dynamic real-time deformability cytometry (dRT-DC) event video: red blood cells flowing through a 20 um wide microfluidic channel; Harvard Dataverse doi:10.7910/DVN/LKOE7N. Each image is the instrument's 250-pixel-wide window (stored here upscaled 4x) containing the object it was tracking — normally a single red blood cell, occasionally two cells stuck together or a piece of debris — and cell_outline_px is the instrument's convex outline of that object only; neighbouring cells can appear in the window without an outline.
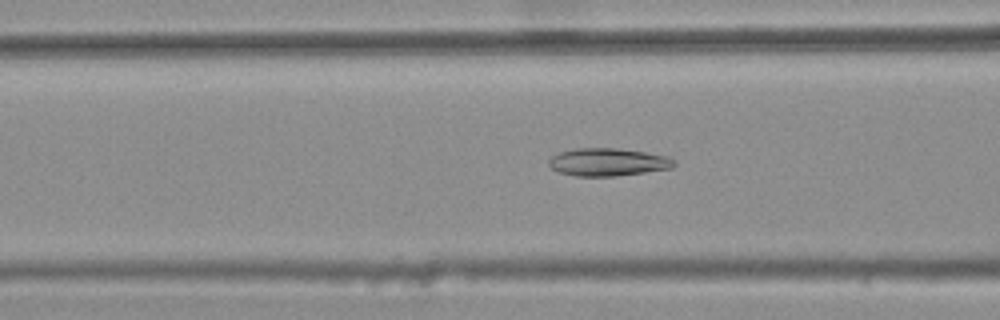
{"species": "common noctule bat (a hibernating species)", "species_latin": "Nyctalus noctula", "temperature_condition": "warm", "stored_images_in_passage": 47, "camera_frame_rate_fps": 3000, "um_per_image_px": 0.085, "animal": {"sex": "female", "body_mass_g": 25.1}, "frame": {"image": 1, "passage_image": 21, "time_ms": 6.667, "image_size_px": [1000, 320], "cell_outline_px": [[676, 164], [672, 168], [616, 176], [576, 176], [560, 172], [552, 168], [548, 164], [548, 160], [552, 156], [560, 152], [576, 148], [616, 148], [644, 152], [668, 156], [676, 160]], "centroid_in_image_um": [51.69, 13.77], "position_along_channel_um": 114.9, "area_um2": 20.23}}
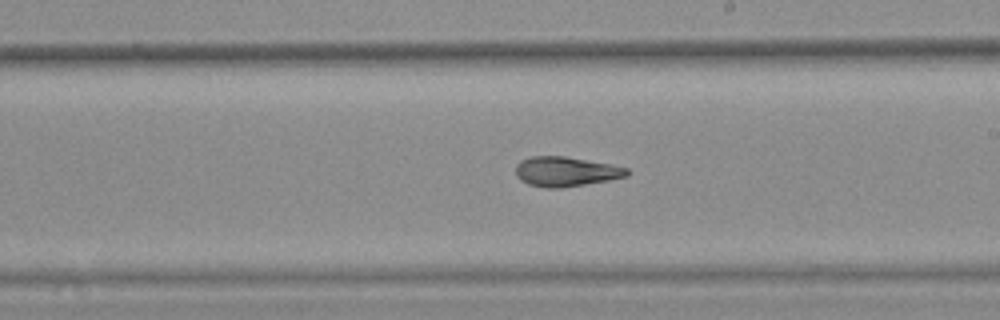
{"frame": {"image": 2, "passage_image": 31, "time_ms": 10.0, "image_size_px": [1000, 320], "cell_outline_px": [[628, 176], [608, 180], [560, 188], [548, 188], [528, 184], [520, 180], [516, 176], [516, 164], [520, 160], [532, 156], [564, 156], [612, 164], [628, 168]], "centroid_in_image_um": [48.07, 14.57], "position_along_channel_um": 240.9, "area_um2": 19.25}}
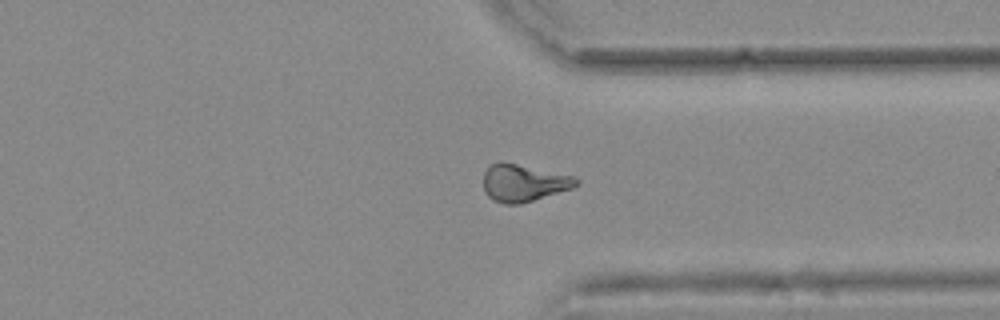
{"frame": {"image": 3, "passage_image": 41, "time_ms": 13.333, "image_size_px": [1000, 320], "cell_outline_px": [[580, 184], [572, 188], [520, 204], [504, 204], [492, 200], [484, 192], [484, 172], [492, 164], [500, 160], [576, 176], [580, 180]], "centroid_in_image_um": [44.52, 15.53], "position_along_channel_um": 366.9, "area_um2": 20.35}, "authors_computed_cell_mechanics": {"area_um2": 19.8832, "velocity_mm_per_s": 3.785, "shape_relaxation_time_tau1_ms": null, "shape_relaxation_time_tau2_ms": 4.0467, "deformation_change_tau1": null, "deformation_change_tau2": 0.0868}}